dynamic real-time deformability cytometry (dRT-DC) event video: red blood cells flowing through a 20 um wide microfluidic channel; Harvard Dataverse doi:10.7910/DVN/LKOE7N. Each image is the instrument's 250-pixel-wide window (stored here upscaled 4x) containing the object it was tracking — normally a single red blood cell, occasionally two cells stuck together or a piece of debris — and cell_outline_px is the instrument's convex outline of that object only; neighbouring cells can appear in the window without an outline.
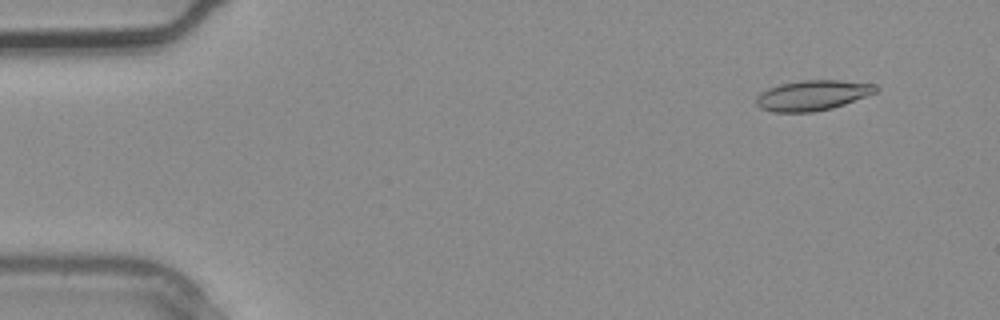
{"species": "common noctule bat (a hibernating species)", "species_latin": "Nyctalus noctula", "temperature_condition": "warm", "stored_images_in_passage": 2, "camera_frame_rate_fps": 3000, "um_per_image_px": 0.085, "animal": {"sex": "male", "body_mass_g": 20.4}, "frame": {"image": 1, "passage_image": 1, "time_ms": 0.0, "image_size_px": [1000, 320], "cell_outline_px": [[880, 88], [876, 92], [844, 104], [832, 108], [812, 112], [772, 112], [760, 108], [756, 104], [756, 96], [760, 92], [768, 88], [780, 84], [800, 80], [840, 80], [876, 84]], "centroid_in_image_um": [69.04, 8.1], "position_along_channel_um": 16.0, "area_um2": 21.15}}